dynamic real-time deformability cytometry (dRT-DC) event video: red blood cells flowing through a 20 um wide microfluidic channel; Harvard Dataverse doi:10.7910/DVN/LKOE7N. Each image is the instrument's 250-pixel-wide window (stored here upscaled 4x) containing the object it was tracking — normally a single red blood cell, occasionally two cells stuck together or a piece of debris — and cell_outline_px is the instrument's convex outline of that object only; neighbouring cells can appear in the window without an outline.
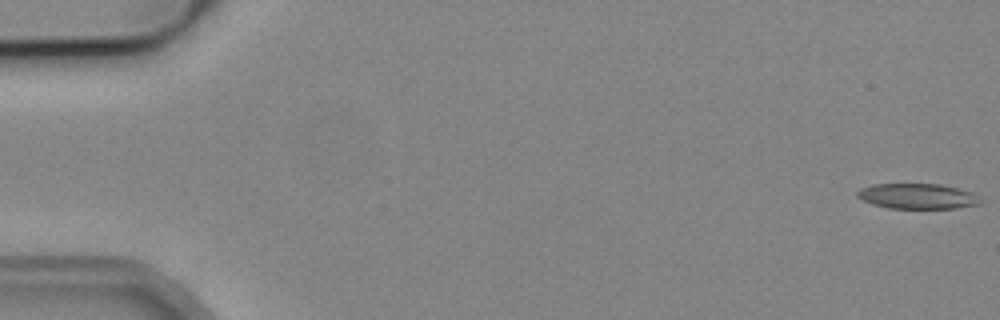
{"species": "common noctule bat (a hibernating species)", "species_latin": "Nyctalus noctula", "temperature_condition": "cold", "stored_images_in_passage": 15, "camera_frame_rate_fps": 3000, "um_per_image_px": 0.085, "animal": {"sex": "male", "body_mass_g": 19.2, "forearm_length_mm": 51.8}, "frame": {"image": 1, "passage_image": 1, "time_ms": 0.0, "image_size_px": [1000, 320], "cell_outline_px": [[984, 200], [980, 204], [956, 208], [888, 208], [872, 204], [856, 196], [856, 192], [860, 188], [872, 184], [940, 184], [972, 192], [980, 196]], "centroid_in_image_um": [78.01, 16.68], "position_along_channel_um": 7.0, "area_um2": 18.26}}
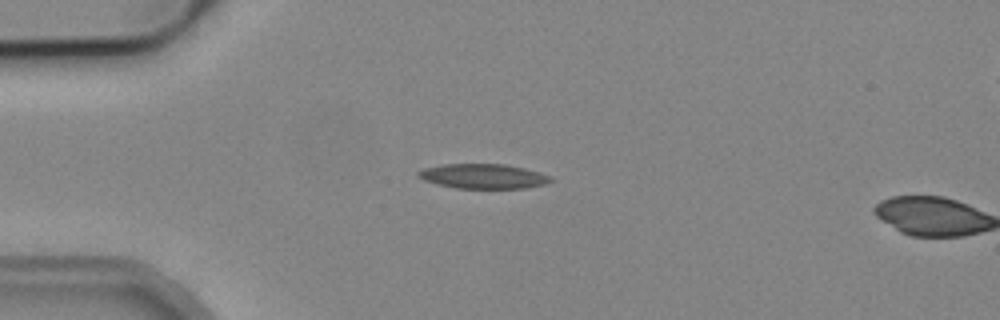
{"frame": {"image": 2, "passage_image": 14, "time_ms": 4.333, "image_size_px": [1000, 320], "cell_outline_px": [[556, 180], [544, 184], [524, 188], [456, 188], [436, 184], [424, 180], [416, 176], [416, 172], [424, 168], [440, 164], [504, 164], [524, 168], [540, 172], [552, 176]], "centroid_in_image_um": [41.07, 14.97], "position_along_channel_um": 43.9, "area_um2": 19.25}}